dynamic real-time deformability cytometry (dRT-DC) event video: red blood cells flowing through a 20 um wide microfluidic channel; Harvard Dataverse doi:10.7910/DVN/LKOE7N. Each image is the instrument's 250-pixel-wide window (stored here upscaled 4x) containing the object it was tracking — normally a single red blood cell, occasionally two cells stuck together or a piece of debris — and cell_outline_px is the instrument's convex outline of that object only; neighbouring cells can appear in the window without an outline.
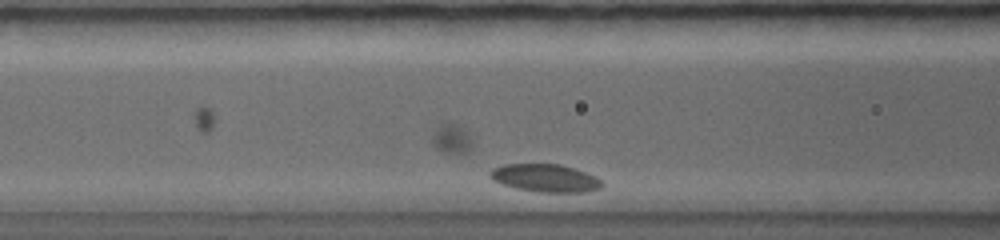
{"species": "common noctule bat (a hibernating species)", "species_latin": "Nyctalus noctula", "temperature_condition": "warm", "stored_images_in_passage": 34, "camera_frame_rate_fps": 5000, "um_per_image_px": 0.085, "animal": {"sex": "female", "body_mass_g": 19.0, "forearm_length_mm": 56.7}, "frame": {"image": 1, "passage_image": 6, "time_ms": 1.0, "image_size_px": [1000, 240], "cell_outline_px": [[604, 184], [600, 188], [584, 192], [540, 192], [516, 188], [504, 184], [488, 176], [488, 172], [492, 168], [504, 164], [560, 164], [576, 168], [596, 176]], "centroid_in_image_um": [46.37, 15.12], "position_along_channel_um": 120.2, "area_um2": 18.15}}